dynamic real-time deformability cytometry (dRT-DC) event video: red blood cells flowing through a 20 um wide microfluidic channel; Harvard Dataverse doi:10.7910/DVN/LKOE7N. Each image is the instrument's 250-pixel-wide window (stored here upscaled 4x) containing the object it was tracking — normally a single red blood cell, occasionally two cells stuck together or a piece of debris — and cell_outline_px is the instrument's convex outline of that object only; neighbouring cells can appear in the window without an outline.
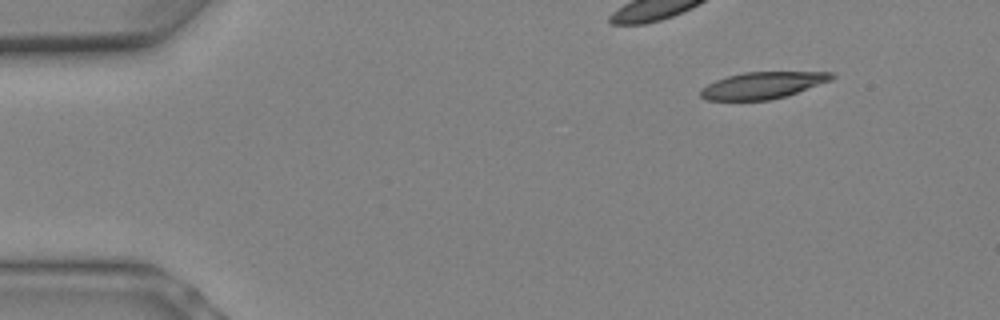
{"species": "Egyptian fruit bat (a non-hibernating species)", "species_latin": "Rousettus aegyptiacus", "temperature_condition": "warm", "stored_images_in_passage": 5, "camera_frame_rate_fps": 3000, "um_per_image_px": 0.085, "animal": {"sex": "female"}, "frame": {"image": 1, "passage_image": 1, "time_ms": 0.0, "image_size_px": [1000, 320], "cell_outline_px": [[836, 76], [832, 80], [788, 96], [768, 100], [704, 100], [700, 96], [700, 88], [716, 80], [728, 76], [744, 72], [832, 72]], "centroid_in_image_um": [64.83, 7.25], "position_along_channel_um": 20.2, "area_um2": 20.52}}